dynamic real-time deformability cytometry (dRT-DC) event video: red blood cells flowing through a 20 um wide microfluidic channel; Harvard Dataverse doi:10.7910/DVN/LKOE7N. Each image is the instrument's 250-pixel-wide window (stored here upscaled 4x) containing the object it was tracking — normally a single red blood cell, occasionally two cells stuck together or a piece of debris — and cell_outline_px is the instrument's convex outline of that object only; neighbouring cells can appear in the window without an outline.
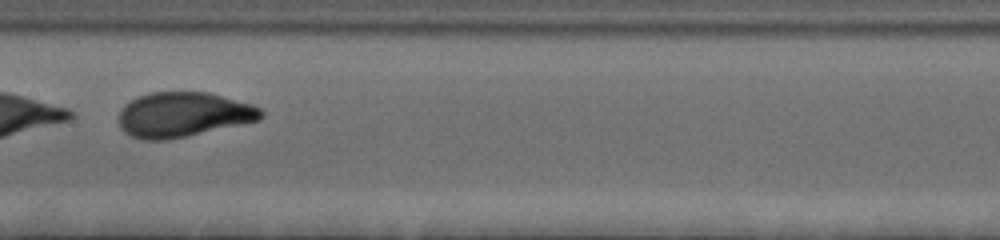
{"species": "human", "species_latin": "Homo sapiens", "temperature_condition": "cold", "stored_images_in_passage": 24, "camera_frame_rate_fps": 3000, "um_per_image_px": 0.085, "donor": {"sex": "female"}, "frame": {"image": 1, "passage_image": 20, "time_ms": 6.333, "image_size_px": [1000, 240], "cell_outline_px": [[264, 116], [260, 120], [168, 140], [144, 140], [132, 136], [124, 132], [120, 128], [116, 120], [124, 104], [140, 96], [152, 92], [208, 92], [252, 104], [260, 108], [264, 112]], "centroid_in_image_um": [15.56, 9.75], "position_along_channel_um": 191.8, "area_um2": 37.28}}